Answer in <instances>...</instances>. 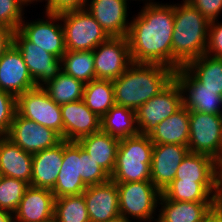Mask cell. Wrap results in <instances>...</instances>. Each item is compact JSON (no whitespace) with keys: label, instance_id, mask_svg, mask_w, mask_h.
<instances>
[{"label":"cell","instance_id":"obj_1","mask_svg":"<svg viewBox=\"0 0 222 222\" xmlns=\"http://www.w3.org/2000/svg\"><path fill=\"white\" fill-rule=\"evenodd\" d=\"M145 3L130 22L127 39L133 63L161 64L172 69L174 4Z\"/></svg>","mask_w":222,"mask_h":222},{"label":"cell","instance_id":"obj_2","mask_svg":"<svg viewBox=\"0 0 222 222\" xmlns=\"http://www.w3.org/2000/svg\"><path fill=\"white\" fill-rule=\"evenodd\" d=\"M174 72L161 64L132 63L112 81L115 104L137 111L174 79Z\"/></svg>","mask_w":222,"mask_h":222},{"label":"cell","instance_id":"obj_3","mask_svg":"<svg viewBox=\"0 0 222 222\" xmlns=\"http://www.w3.org/2000/svg\"><path fill=\"white\" fill-rule=\"evenodd\" d=\"M210 21L186 0L174 5L172 35V69L185 66L189 61L206 53Z\"/></svg>","mask_w":222,"mask_h":222},{"label":"cell","instance_id":"obj_4","mask_svg":"<svg viewBox=\"0 0 222 222\" xmlns=\"http://www.w3.org/2000/svg\"><path fill=\"white\" fill-rule=\"evenodd\" d=\"M153 147L150 136L140 133L120 139L110 179L115 183L151 181Z\"/></svg>","mask_w":222,"mask_h":222},{"label":"cell","instance_id":"obj_5","mask_svg":"<svg viewBox=\"0 0 222 222\" xmlns=\"http://www.w3.org/2000/svg\"><path fill=\"white\" fill-rule=\"evenodd\" d=\"M67 51L94 50L110 36L86 8L60 12Z\"/></svg>","mask_w":222,"mask_h":222},{"label":"cell","instance_id":"obj_6","mask_svg":"<svg viewBox=\"0 0 222 222\" xmlns=\"http://www.w3.org/2000/svg\"><path fill=\"white\" fill-rule=\"evenodd\" d=\"M117 189L120 215L127 219L157 221L153 215L156 214L161 192L152 181L117 183Z\"/></svg>","mask_w":222,"mask_h":222},{"label":"cell","instance_id":"obj_7","mask_svg":"<svg viewBox=\"0 0 222 222\" xmlns=\"http://www.w3.org/2000/svg\"><path fill=\"white\" fill-rule=\"evenodd\" d=\"M183 106V93L174 78L161 92L141 105L136 111L140 134L150 135L157 125Z\"/></svg>","mask_w":222,"mask_h":222},{"label":"cell","instance_id":"obj_8","mask_svg":"<svg viewBox=\"0 0 222 222\" xmlns=\"http://www.w3.org/2000/svg\"><path fill=\"white\" fill-rule=\"evenodd\" d=\"M16 106L20 116L52 129L63 139L61 105L56 104L42 86L19 95Z\"/></svg>","mask_w":222,"mask_h":222},{"label":"cell","instance_id":"obj_9","mask_svg":"<svg viewBox=\"0 0 222 222\" xmlns=\"http://www.w3.org/2000/svg\"><path fill=\"white\" fill-rule=\"evenodd\" d=\"M189 152L211 157L220 165L222 115L190 111Z\"/></svg>","mask_w":222,"mask_h":222},{"label":"cell","instance_id":"obj_10","mask_svg":"<svg viewBox=\"0 0 222 222\" xmlns=\"http://www.w3.org/2000/svg\"><path fill=\"white\" fill-rule=\"evenodd\" d=\"M95 79L115 80L133 63L127 36L109 37L93 50Z\"/></svg>","mask_w":222,"mask_h":222},{"label":"cell","instance_id":"obj_11","mask_svg":"<svg viewBox=\"0 0 222 222\" xmlns=\"http://www.w3.org/2000/svg\"><path fill=\"white\" fill-rule=\"evenodd\" d=\"M45 13L48 16L46 21L38 19L25 22L23 20L18 31L28 41L61 59L67 50L62 23L59 24L58 22H61L60 13Z\"/></svg>","mask_w":222,"mask_h":222},{"label":"cell","instance_id":"obj_12","mask_svg":"<svg viewBox=\"0 0 222 222\" xmlns=\"http://www.w3.org/2000/svg\"><path fill=\"white\" fill-rule=\"evenodd\" d=\"M13 44L21 52L36 86H44L62 71L60 58L28 41L18 30L14 31Z\"/></svg>","mask_w":222,"mask_h":222},{"label":"cell","instance_id":"obj_13","mask_svg":"<svg viewBox=\"0 0 222 222\" xmlns=\"http://www.w3.org/2000/svg\"><path fill=\"white\" fill-rule=\"evenodd\" d=\"M22 150L35 154L59 144L63 139L52 129L20 116L17 112L6 135Z\"/></svg>","mask_w":222,"mask_h":222},{"label":"cell","instance_id":"obj_14","mask_svg":"<svg viewBox=\"0 0 222 222\" xmlns=\"http://www.w3.org/2000/svg\"><path fill=\"white\" fill-rule=\"evenodd\" d=\"M174 78L181 86L183 105L189 111L222 115V95L217 90L205 88L184 66L174 72Z\"/></svg>","mask_w":222,"mask_h":222},{"label":"cell","instance_id":"obj_15","mask_svg":"<svg viewBox=\"0 0 222 222\" xmlns=\"http://www.w3.org/2000/svg\"><path fill=\"white\" fill-rule=\"evenodd\" d=\"M81 146L77 141L63 139V160L56 184L55 198L82 194L87 186L81 178Z\"/></svg>","mask_w":222,"mask_h":222},{"label":"cell","instance_id":"obj_16","mask_svg":"<svg viewBox=\"0 0 222 222\" xmlns=\"http://www.w3.org/2000/svg\"><path fill=\"white\" fill-rule=\"evenodd\" d=\"M35 87L21 52L13 44L0 59V90L17 98Z\"/></svg>","mask_w":222,"mask_h":222},{"label":"cell","instance_id":"obj_17","mask_svg":"<svg viewBox=\"0 0 222 222\" xmlns=\"http://www.w3.org/2000/svg\"><path fill=\"white\" fill-rule=\"evenodd\" d=\"M82 194L90 222H107L120 215L119 193L113 180L87 186Z\"/></svg>","mask_w":222,"mask_h":222},{"label":"cell","instance_id":"obj_18","mask_svg":"<svg viewBox=\"0 0 222 222\" xmlns=\"http://www.w3.org/2000/svg\"><path fill=\"white\" fill-rule=\"evenodd\" d=\"M63 139L78 141L101 130V118L92 112L83 99L61 105Z\"/></svg>","mask_w":222,"mask_h":222},{"label":"cell","instance_id":"obj_19","mask_svg":"<svg viewBox=\"0 0 222 222\" xmlns=\"http://www.w3.org/2000/svg\"><path fill=\"white\" fill-rule=\"evenodd\" d=\"M188 152V146L154 144L150 166L151 181L160 192L175 179L178 166Z\"/></svg>","mask_w":222,"mask_h":222},{"label":"cell","instance_id":"obj_20","mask_svg":"<svg viewBox=\"0 0 222 222\" xmlns=\"http://www.w3.org/2000/svg\"><path fill=\"white\" fill-rule=\"evenodd\" d=\"M85 8L110 37L127 36L130 23L128 0H90ZM127 20V21H126Z\"/></svg>","mask_w":222,"mask_h":222},{"label":"cell","instance_id":"obj_21","mask_svg":"<svg viewBox=\"0 0 222 222\" xmlns=\"http://www.w3.org/2000/svg\"><path fill=\"white\" fill-rule=\"evenodd\" d=\"M55 199L51 190L30 185L13 214L14 222L54 221Z\"/></svg>","mask_w":222,"mask_h":222},{"label":"cell","instance_id":"obj_22","mask_svg":"<svg viewBox=\"0 0 222 222\" xmlns=\"http://www.w3.org/2000/svg\"><path fill=\"white\" fill-rule=\"evenodd\" d=\"M222 202H186L167 199L162 193L156 222H205Z\"/></svg>","mask_w":222,"mask_h":222},{"label":"cell","instance_id":"obj_23","mask_svg":"<svg viewBox=\"0 0 222 222\" xmlns=\"http://www.w3.org/2000/svg\"><path fill=\"white\" fill-rule=\"evenodd\" d=\"M161 193L173 201L222 202V182L174 179Z\"/></svg>","mask_w":222,"mask_h":222},{"label":"cell","instance_id":"obj_24","mask_svg":"<svg viewBox=\"0 0 222 222\" xmlns=\"http://www.w3.org/2000/svg\"><path fill=\"white\" fill-rule=\"evenodd\" d=\"M33 155L6 135L0 137V175L21 179L31 185Z\"/></svg>","mask_w":222,"mask_h":222},{"label":"cell","instance_id":"obj_25","mask_svg":"<svg viewBox=\"0 0 222 222\" xmlns=\"http://www.w3.org/2000/svg\"><path fill=\"white\" fill-rule=\"evenodd\" d=\"M63 160V140L33 154L31 186L53 190Z\"/></svg>","mask_w":222,"mask_h":222},{"label":"cell","instance_id":"obj_26","mask_svg":"<svg viewBox=\"0 0 222 222\" xmlns=\"http://www.w3.org/2000/svg\"><path fill=\"white\" fill-rule=\"evenodd\" d=\"M175 179L194 182H222V167L207 155L188 152L178 166Z\"/></svg>","mask_w":222,"mask_h":222},{"label":"cell","instance_id":"obj_27","mask_svg":"<svg viewBox=\"0 0 222 222\" xmlns=\"http://www.w3.org/2000/svg\"><path fill=\"white\" fill-rule=\"evenodd\" d=\"M120 139L102 130L80 138L77 142L111 176Z\"/></svg>","mask_w":222,"mask_h":222},{"label":"cell","instance_id":"obj_28","mask_svg":"<svg viewBox=\"0 0 222 222\" xmlns=\"http://www.w3.org/2000/svg\"><path fill=\"white\" fill-rule=\"evenodd\" d=\"M190 111L183 105L177 112L163 120L149 136L153 144L188 145Z\"/></svg>","mask_w":222,"mask_h":222},{"label":"cell","instance_id":"obj_29","mask_svg":"<svg viewBox=\"0 0 222 222\" xmlns=\"http://www.w3.org/2000/svg\"><path fill=\"white\" fill-rule=\"evenodd\" d=\"M101 130L118 139L139 134L136 111L114 104L101 118Z\"/></svg>","mask_w":222,"mask_h":222},{"label":"cell","instance_id":"obj_30","mask_svg":"<svg viewBox=\"0 0 222 222\" xmlns=\"http://www.w3.org/2000/svg\"><path fill=\"white\" fill-rule=\"evenodd\" d=\"M205 88L222 95V58L203 54L184 66Z\"/></svg>","mask_w":222,"mask_h":222},{"label":"cell","instance_id":"obj_31","mask_svg":"<svg viewBox=\"0 0 222 222\" xmlns=\"http://www.w3.org/2000/svg\"><path fill=\"white\" fill-rule=\"evenodd\" d=\"M42 86L49 97L58 105L83 99L85 84L61 71L55 78Z\"/></svg>","mask_w":222,"mask_h":222},{"label":"cell","instance_id":"obj_32","mask_svg":"<svg viewBox=\"0 0 222 222\" xmlns=\"http://www.w3.org/2000/svg\"><path fill=\"white\" fill-rule=\"evenodd\" d=\"M83 101L92 112L102 118L115 104L112 81L94 79L85 84Z\"/></svg>","mask_w":222,"mask_h":222},{"label":"cell","instance_id":"obj_33","mask_svg":"<svg viewBox=\"0 0 222 222\" xmlns=\"http://www.w3.org/2000/svg\"><path fill=\"white\" fill-rule=\"evenodd\" d=\"M62 71L87 84L95 79L93 50L66 51L61 58Z\"/></svg>","mask_w":222,"mask_h":222},{"label":"cell","instance_id":"obj_34","mask_svg":"<svg viewBox=\"0 0 222 222\" xmlns=\"http://www.w3.org/2000/svg\"><path fill=\"white\" fill-rule=\"evenodd\" d=\"M54 222H90L83 194L56 198Z\"/></svg>","mask_w":222,"mask_h":222},{"label":"cell","instance_id":"obj_35","mask_svg":"<svg viewBox=\"0 0 222 222\" xmlns=\"http://www.w3.org/2000/svg\"><path fill=\"white\" fill-rule=\"evenodd\" d=\"M29 183L0 175V210L15 213Z\"/></svg>","mask_w":222,"mask_h":222},{"label":"cell","instance_id":"obj_36","mask_svg":"<svg viewBox=\"0 0 222 222\" xmlns=\"http://www.w3.org/2000/svg\"><path fill=\"white\" fill-rule=\"evenodd\" d=\"M28 3L26 0H0V25L17 31L24 19L23 7Z\"/></svg>","mask_w":222,"mask_h":222},{"label":"cell","instance_id":"obj_37","mask_svg":"<svg viewBox=\"0 0 222 222\" xmlns=\"http://www.w3.org/2000/svg\"><path fill=\"white\" fill-rule=\"evenodd\" d=\"M80 174L86 186L101 184L110 179V175L82 147Z\"/></svg>","mask_w":222,"mask_h":222},{"label":"cell","instance_id":"obj_38","mask_svg":"<svg viewBox=\"0 0 222 222\" xmlns=\"http://www.w3.org/2000/svg\"><path fill=\"white\" fill-rule=\"evenodd\" d=\"M16 112V97L0 90V134L2 136L9 133Z\"/></svg>","mask_w":222,"mask_h":222},{"label":"cell","instance_id":"obj_39","mask_svg":"<svg viewBox=\"0 0 222 222\" xmlns=\"http://www.w3.org/2000/svg\"><path fill=\"white\" fill-rule=\"evenodd\" d=\"M216 21L218 20L210 21L206 54L222 58V23Z\"/></svg>","mask_w":222,"mask_h":222},{"label":"cell","instance_id":"obj_40","mask_svg":"<svg viewBox=\"0 0 222 222\" xmlns=\"http://www.w3.org/2000/svg\"><path fill=\"white\" fill-rule=\"evenodd\" d=\"M190 5L197 8L209 21L217 20L222 11V0H186Z\"/></svg>","mask_w":222,"mask_h":222},{"label":"cell","instance_id":"obj_41","mask_svg":"<svg viewBox=\"0 0 222 222\" xmlns=\"http://www.w3.org/2000/svg\"><path fill=\"white\" fill-rule=\"evenodd\" d=\"M44 1V0H43ZM47 13H60L67 10L83 9L89 0H45Z\"/></svg>","mask_w":222,"mask_h":222},{"label":"cell","instance_id":"obj_42","mask_svg":"<svg viewBox=\"0 0 222 222\" xmlns=\"http://www.w3.org/2000/svg\"><path fill=\"white\" fill-rule=\"evenodd\" d=\"M14 31L0 25V59L4 53L13 45Z\"/></svg>","mask_w":222,"mask_h":222},{"label":"cell","instance_id":"obj_43","mask_svg":"<svg viewBox=\"0 0 222 222\" xmlns=\"http://www.w3.org/2000/svg\"><path fill=\"white\" fill-rule=\"evenodd\" d=\"M205 222H222V204L213 211Z\"/></svg>","mask_w":222,"mask_h":222},{"label":"cell","instance_id":"obj_44","mask_svg":"<svg viewBox=\"0 0 222 222\" xmlns=\"http://www.w3.org/2000/svg\"><path fill=\"white\" fill-rule=\"evenodd\" d=\"M0 222H14L13 214L0 210Z\"/></svg>","mask_w":222,"mask_h":222},{"label":"cell","instance_id":"obj_45","mask_svg":"<svg viewBox=\"0 0 222 222\" xmlns=\"http://www.w3.org/2000/svg\"><path fill=\"white\" fill-rule=\"evenodd\" d=\"M107 222H131L130 219H127L126 217L119 215L115 218H112L111 220Z\"/></svg>","mask_w":222,"mask_h":222},{"label":"cell","instance_id":"obj_46","mask_svg":"<svg viewBox=\"0 0 222 222\" xmlns=\"http://www.w3.org/2000/svg\"><path fill=\"white\" fill-rule=\"evenodd\" d=\"M220 166L222 167V127H221V136H220Z\"/></svg>","mask_w":222,"mask_h":222},{"label":"cell","instance_id":"obj_47","mask_svg":"<svg viewBox=\"0 0 222 222\" xmlns=\"http://www.w3.org/2000/svg\"><path fill=\"white\" fill-rule=\"evenodd\" d=\"M27 2H29V4H32V2L34 1H41V0H26Z\"/></svg>","mask_w":222,"mask_h":222}]
</instances>
